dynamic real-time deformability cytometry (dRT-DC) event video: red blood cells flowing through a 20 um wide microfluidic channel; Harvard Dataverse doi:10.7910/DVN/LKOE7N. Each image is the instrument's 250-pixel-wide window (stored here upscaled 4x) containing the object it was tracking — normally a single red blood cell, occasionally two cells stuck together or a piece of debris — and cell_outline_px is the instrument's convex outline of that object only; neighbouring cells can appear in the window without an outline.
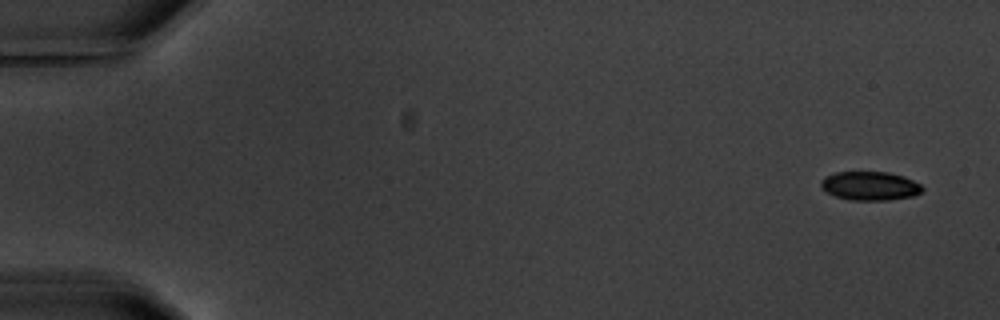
{"species": "common noctule bat (a hibernating species)", "species_latin": "Nyctalus noctula", "temperature_condition": "warm", "stored_images_in_passage": 6, "camera_frame_rate_fps": 3000, "um_per_image_px": 0.085, "animal": {"sex": "male", "body_mass_g": 20.1, "forearm_length_mm": 53.5}, "frame": {"image": 1, "passage_image": 1, "time_ms": 0.0, "image_size_px": [1000, 320], "cell_outline_px": [[924, 188], [920, 192], [912, 196], [888, 200], [848, 200], [836, 196], [828, 192], [820, 184], [820, 180], [824, 176], [836, 172], [888, 172], [904, 176], [920, 184]], "centroid_in_image_um": [73.94, 15.79], "position_along_channel_um": 11.1, "area_um2": 16.94}}
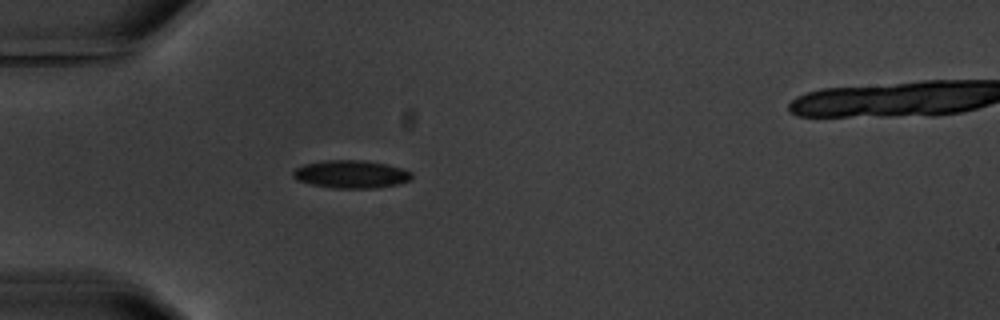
{"frame": {"image": 2, "passage_image": 5, "time_ms": 5.0, "image_size_px": [1000, 320], "cell_outline_px": [[412, 180], [396, 184], [376, 188], [332, 188], [312, 184], [296, 180], [292, 176], [292, 172], [296, 168], [304, 164], [324, 160], [364, 160], [388, 164], [412, 172]], "centroid_in_image_um": [29.84, 14.8], "position_along_channel_um": 55.2, "area_um2": 19.36}}